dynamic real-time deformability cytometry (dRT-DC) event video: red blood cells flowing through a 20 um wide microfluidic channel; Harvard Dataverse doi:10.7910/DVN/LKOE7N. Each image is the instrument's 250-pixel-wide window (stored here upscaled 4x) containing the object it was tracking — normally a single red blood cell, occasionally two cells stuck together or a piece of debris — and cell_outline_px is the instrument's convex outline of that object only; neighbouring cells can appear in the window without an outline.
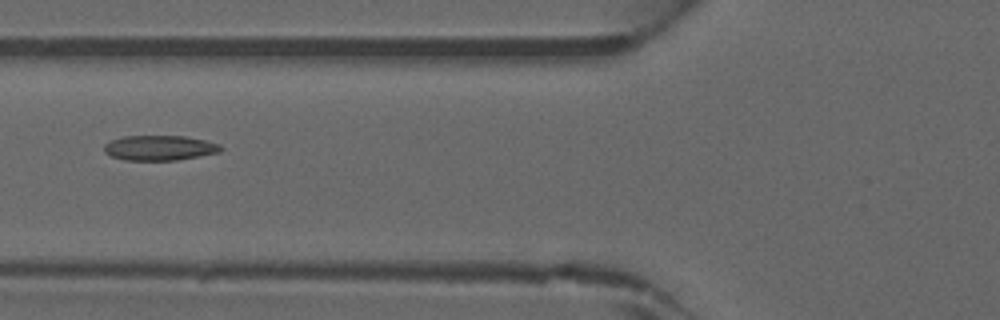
{"species": "common noctule bat (a hibernating species)", "species_latin": "Nyctalus noctula", "temperature_condition": "warm", "stored_images_in_passage": 34, "camera_frame_rate_fps": 3000, "um_per_image_px": 0.085, "animal": {"sex": "male", "forearm_length_mm": 52.5}, "frame": {"image": 1, "passage_image": 6, "time_ms": 1.667, "image_size_px": [1000, 320], "cell_outline_px": [[224, 148], [220, 152], [200, 156], [176, 160], [124, 160], [108, 156], [104, 152], [104, 144], [112, 140], [124, 136], [184, 136], [204, 140], [220, 144]], "centroid_in_image_um": [13.55, 12.57], "position_along_channel_um": 112.2, "area_um2": 17.11}}
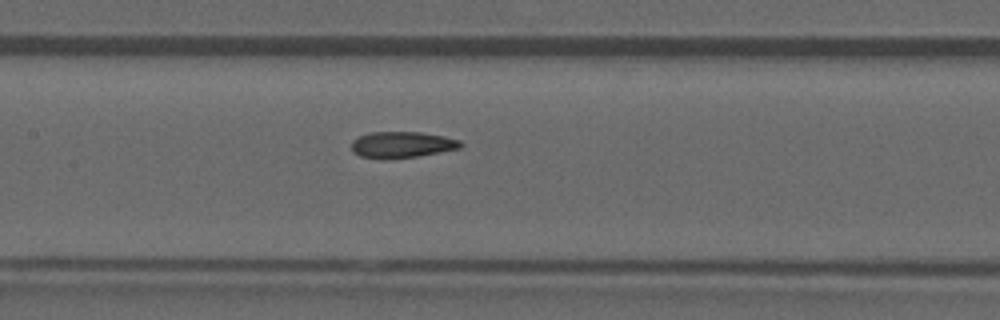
{"frame": {"image": 2, "passage_image": 10, "time_ms": 3.0, "image_size_px": [1000, 320], "cell_outline_px": [[464, 144], [460, 148], [416, 156], [360, 156], [352, 152], [352, 140], [360, 136], [372, 132], [420, 132], [444, 136], [460, 140]], "centroid_in_image_um": [34.21, 12.25], "position_along_channel_um": 173.2, "area_um2": 15.9}}